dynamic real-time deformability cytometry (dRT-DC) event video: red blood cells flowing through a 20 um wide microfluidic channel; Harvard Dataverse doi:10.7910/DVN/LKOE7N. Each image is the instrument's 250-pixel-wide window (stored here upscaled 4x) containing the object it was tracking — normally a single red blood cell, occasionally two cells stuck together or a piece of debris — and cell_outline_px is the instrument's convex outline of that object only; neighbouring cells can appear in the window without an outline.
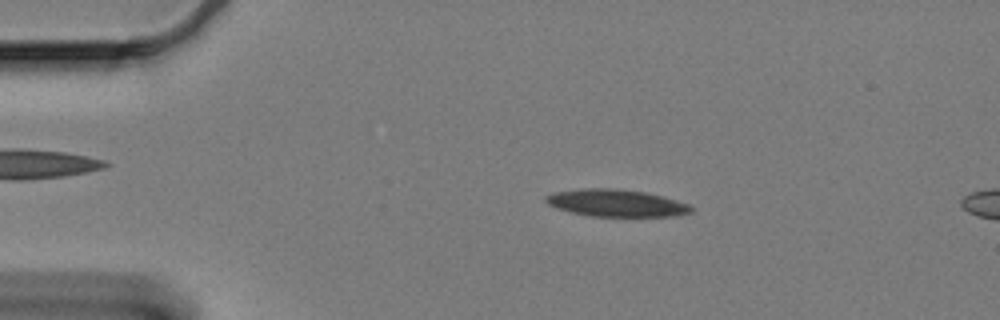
{"species": "Egyptian fruit bat (a non-hibernating species)", "species_latin": "Rousettus aegyptiacus", "temperature_condition": "cold", "stored_images_in_passage": 7, "camera_frame_rate_fps": 3000, "um_per_image_px": 0.085, "animal": {"sex": "female"}, "frame": {"image": 1, "passage_image": 2, "time_ms": 0.333, "image_size_px": [1000, 320], "cell_outline_px": [[696, 208], [692, 212], [680, 216], [588, 216], [556, 208], [548, 204], [544, 200], [544, 196], [556, 192], [580, 188], [616, 188], [644, 192], [676, 200], [688, 204]], "centroid_in_image_um": [52.39, 17.26], "position_along_channel_um": 32.6, "area_um2": 23.12}}